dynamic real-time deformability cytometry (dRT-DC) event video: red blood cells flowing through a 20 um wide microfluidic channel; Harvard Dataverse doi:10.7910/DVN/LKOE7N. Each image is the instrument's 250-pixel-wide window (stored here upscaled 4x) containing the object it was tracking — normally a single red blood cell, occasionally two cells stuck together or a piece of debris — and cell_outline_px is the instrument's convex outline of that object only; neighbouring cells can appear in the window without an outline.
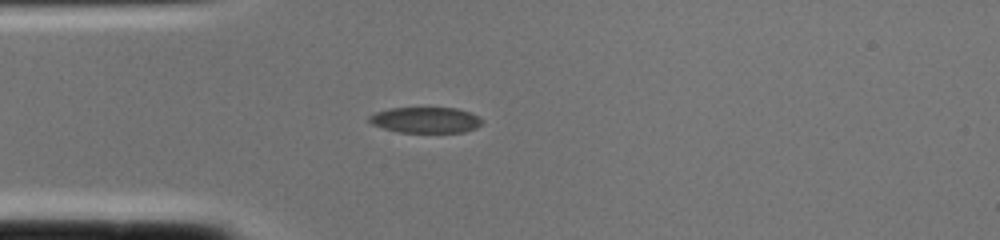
{"species": "common noctule bat (a hibernating species)", "species_latin": "Nyctalus noctula", "temperature_condition": "cold", "stored_images_in_passage": 2, "camera_frame_rate_fps": 3000, "um_per_image_px": 0.085, "animal": {"sex": "female", "body_mass_g": 22.0, "forearm_length_mm": 56.7}, "frame": {"image": 1, "passage_image": 2, "time_ms": 0.333, "image_size_px": [1000, 240], "cell_outline_px": [[484, 120], [476, 128], [464, 132], [400, 132], [384, 128], [372, 124], [368, 120], [368, 116], [376, 112], [388, 108], [456, 108], [480, 116]], "centroid_in_image_um": [36.19, 10.19], "position_along_channel_um": 48.8, "area_um2": 16.94}}